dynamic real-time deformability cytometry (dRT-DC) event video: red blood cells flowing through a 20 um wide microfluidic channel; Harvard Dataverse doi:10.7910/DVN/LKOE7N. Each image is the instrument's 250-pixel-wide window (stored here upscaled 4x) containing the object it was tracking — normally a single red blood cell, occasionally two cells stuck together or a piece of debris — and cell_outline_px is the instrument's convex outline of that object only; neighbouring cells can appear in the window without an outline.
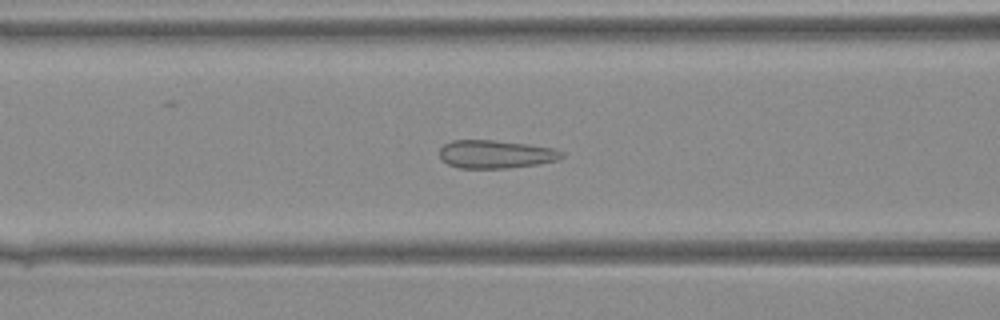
{"species": "Egyptian fruit bat (a non-hibernating species)", "species_latin": "Rousettus aegyptiacus", "temperature_condition": "warm", "stored_images_in_passage": 30, "camera_frame_rate_fps": 3000, "um_per_image_px": 0.085, "animal": {"sex": "female"}, "frame": {"image": 1, "passage_image": 6, "time_ms": 1.667, "image_size_px": [1000, 320], "cell_outline_px": [[564, 156], [560, 160], [540, 164], [508, 168], [460, 168], [448, 164], [440, 156], [440, 148], [444, 144], [452, 140], [496, 140], [528, 144], [552, 148], [564, 152]], "centroid_in_image_um": [42.18, 13.11], "position_along_channel_um": 124.4, "area_um2": 20.17}}
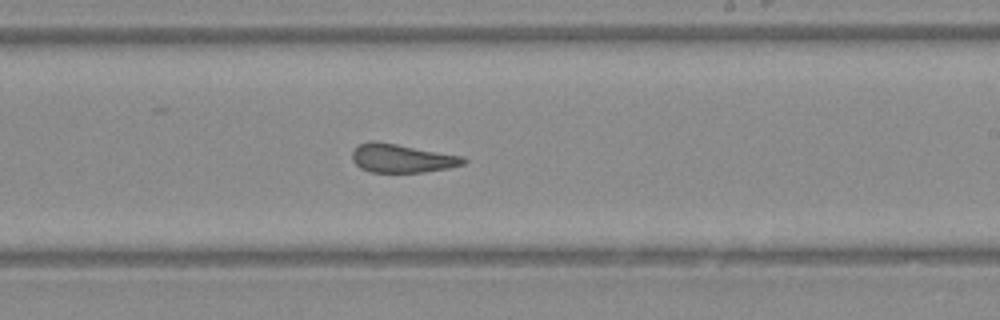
{"frame": {"image": 2, "passage_image": 14, "time_ms": 4.333, "image_size_px": [1000, 320], "cell_outline_px": [[468, 160], [464, 164], [448, 168], [424, 172], [372, 172], [360, 168], [352, 160], [352, 152], [360, 144], [368, 140], [376, 140], [464, 156]], "centroid_in_image_um": [34.17, 13.44], "position_along_channel_um": 254.8, "area_um2": 18.67}}
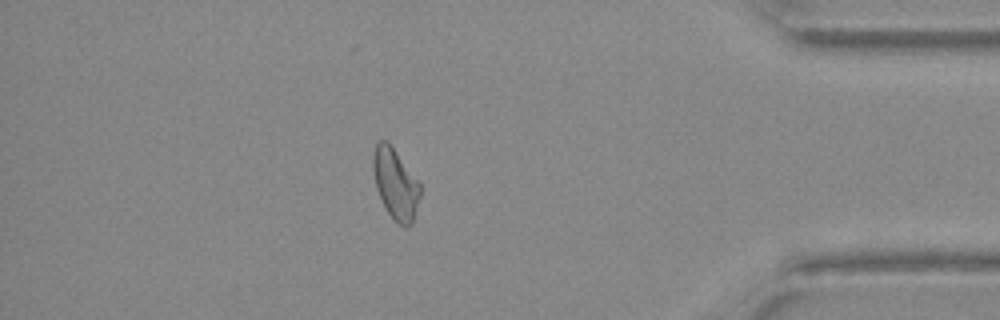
{"frame": {"image": 3, "passage_image": 25, "time_ms": 8.0, "image_size_px": [1000, 320], "cell_outline_px": [[420, 196], [412, 224], [400, 224], [388, 212], [376, 188], [372, 168], [372, 156], [376, 144], [380, 140], [388, 140], [420, 184]], "centroid_in_image_um": [33.59, 15.56], "position_along_channel_um": 401.6, "area_um2": 18.96}}